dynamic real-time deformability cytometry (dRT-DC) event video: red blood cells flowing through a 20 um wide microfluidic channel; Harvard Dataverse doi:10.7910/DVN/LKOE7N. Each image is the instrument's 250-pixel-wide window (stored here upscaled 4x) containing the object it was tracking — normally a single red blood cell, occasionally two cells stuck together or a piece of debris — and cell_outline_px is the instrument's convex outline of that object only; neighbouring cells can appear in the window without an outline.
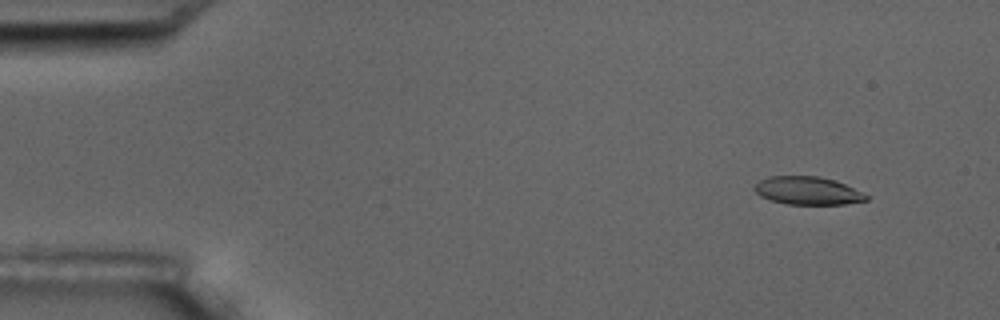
{"species": "common noctule bat (a hibernating species)", "species_latin": "Nyctalus noctula", "temperature_condition": "room temperature", "stored_images_in_passage": 5, "camera_frame_rate_fps": 3000, "um_per_image_px": 0.085, "animal": {"sex": "male", "body_mass_g": 17.5, "forearm_length_mm": 52.3}, "frame": {"image": 1, "passage_image": 2, "time_ms": 1.0, "image_size_px": [1000, 320], "cell_outline_px": [[868, 200], [844, 204], [788, 204], [772, 200], [760, 196], [752, 188], [760, 180], [768, 176], [820, 176], [844, 184], [864, 192], [868, 196]], "centroid_in_image_um": [68.65, 16.2], "position_along_channel_um": 16.4, "area_um2": 18.15}}